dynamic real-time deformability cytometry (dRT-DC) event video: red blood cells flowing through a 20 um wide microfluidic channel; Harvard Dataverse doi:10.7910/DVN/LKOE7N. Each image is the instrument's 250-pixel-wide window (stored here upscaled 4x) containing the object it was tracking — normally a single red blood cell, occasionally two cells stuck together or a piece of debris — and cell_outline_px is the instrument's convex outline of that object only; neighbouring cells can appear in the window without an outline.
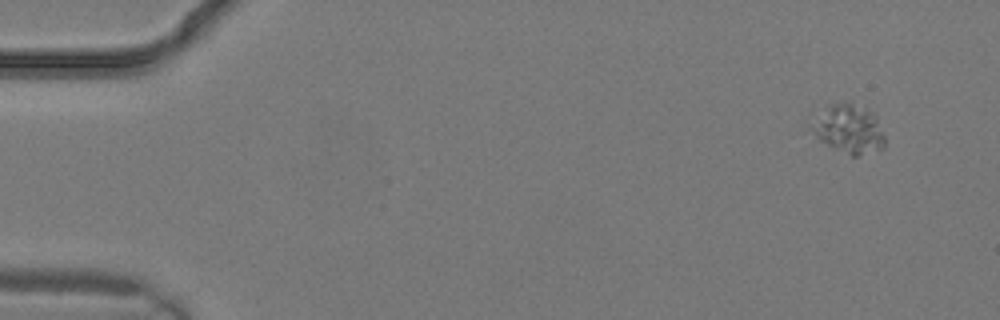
{"species": "common noctule bat (a hibernating species)", "species_latin": "Nyctalus noctula", "temperature_condition": "warm", "stored_images_in_passage": 2, "camera_frame_rate_fps": 3000, "um_per_image_px": 0.085, "animal": {"sex": "male", "body_mass_g": 19.2, "forearm_length_mm": 51.8}, "frame": {"image": 1, "passage_image": 1, "time_ms": 0.0, "image_size_px": [1000, 320], "cell_outline_px": [[884, 148], [856, 156], [852, 156], [832, 148], [820, 140], [808, 128], [808, 124], [812, 112], [832, 104], [852, 100], [872, 112], [876, 116], [884, 136]], "centroid_in_image_um": [72.05, 10.9], "position_along_channel_um": 13.0, "area_um2": 21.68}}